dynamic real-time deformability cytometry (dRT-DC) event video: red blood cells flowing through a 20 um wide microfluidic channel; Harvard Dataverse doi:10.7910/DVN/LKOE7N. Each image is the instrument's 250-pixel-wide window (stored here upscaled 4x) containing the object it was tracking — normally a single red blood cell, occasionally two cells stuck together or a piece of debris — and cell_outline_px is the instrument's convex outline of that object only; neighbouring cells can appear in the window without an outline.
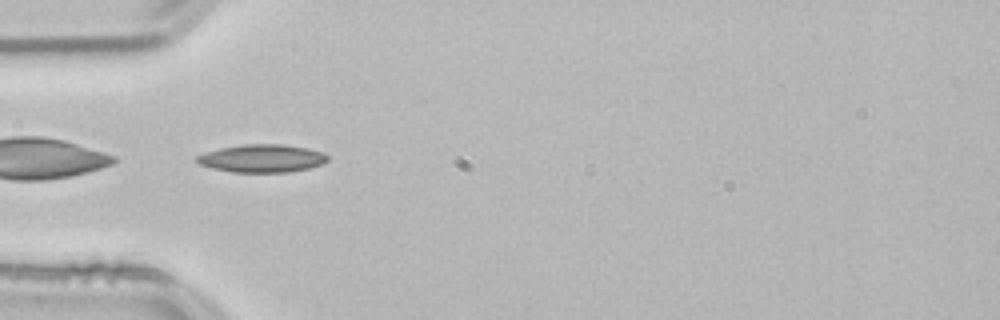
{"species": "common noctule bat (a hibernating species)", "species_latin": "Nyctalus noctula", "temperature_condition": "room temperature", "stored_images_in_passage": 38, "camera_frame_rate_fps": 3000, "um_per_image_px": 0.085, "animal": {"sex": "male", "body_mass_g": 21.5, "forearm_length_mm": 52.0}, "frame": {"image": 1, "passage_image": 1, "time_ms": 0.0, "image_size_px": [1000, 320], "cell_outline_px": [[328, 160], [324, 164], [308, 168], [288, 172], [232, 172], [212, 168], [200, 164], [196, 160], [196, 156], [204, 152], [220, 148], [244, 144], [280, 144], [308, 148], [324, 152], [328, 156]], "centroid_in_image_um": [22.29, 13.46], "position_along_channel_um": 62.7, "area_um2": 21.33}, "authors_computed_cell_mechanics": {"area_um2": 18.5827, "velocity_mm_per_s": 3.8468, "shape_relaxation_time_tau1_ms": 9.0566, "shape_relaxation_time_tau2_ms": null, "deformation_change_tau1": 0.1625, "deformation_change_tau2": null}}